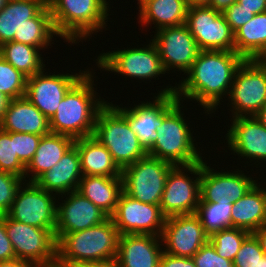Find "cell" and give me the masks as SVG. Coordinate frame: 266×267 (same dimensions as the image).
Returning <instances> with one entry per match:
<instances>
[{
    "instance_id": "obj_25",
    "label": "cell",
    "mask_w": 266,
    "mask_h": 267,
    "mask_svg": "<svg viewBox=\"0 0 266 267\" xmlns=\"http://www.w3.org/2000/svg\"><path fill=\"white\" fill-rule=\"evenodd\" d=\"M263 225H266V187L256 182L243 197L233 203L231 227L253 233Z\"/></svg>"
},
{
    "instance_id": "obj_46",
    "label": "cell",
    "mask_w": 266,
    "mask_h": 267,
    "mask_svg": "<svg viewBox=\"0 0 266 267\" xmlns=\"http://www.w3.org/2000/svg\"><path fill=\"white\" fill-rule=\"evenodd\" d=\"M237 1L238 0H211L209 7L213 8L215 11L223 13Z\"/></svg>"
},
{
    "instance_id": "obj_52",
    "label": "cell",
    "mask_w": 266,
    "mask_h": 267,
    "mask_svg": "<svg viewBox=\"0 0 266 267\" xmlns=\"http://www.w3.org/2000/svg\"><path fill=\"white\" fill-rule=\"evenodd\" d=\"M254 117L266 127V105Z\"/></svg>"
},
{
    "instance_id": "obj_10",
    "label": "cell",
    "mask_w": 266,
    "mask_h": 267,
    "mask_svg": "<svg viewBox=\"0 0 266 267\" xmlns=\"http://www.w3.org/2000/svg\"><path fill=\"white\" fill-rule=\"evenodd\" d=\"M227 99L232 118L255 116L266 105V74L254 60L237 69Z\"/></svg>"
},
{
    "instance_id": "obj_21",
    "label": "cell",
    "mask_w": 266,
    "mask_h": 267,
    "mask_svg": "<svg viewBox=\"0 0 266 267\" xmlns=\"http://www.w3.org/2000/svg\"><path fill=\"white\" fill-rule=\"evenodd\" d=\"M229 120H232L230 127L227 126L230 129L224 136L228 143L227 149L233 155L250 159V163L256 160L253 164L258 168L261 162H266V127L254 116L234 117Z\"/></svg>"
},
{
    "instance_id": "obj_47",
    "label": "cell",
    "mask_w": 266,
    "mask_h": 267,
    "mask_svg": "<svg viewBox=\"0 0 266 267\" xmlns=\"http://www.w3.org/2000/svg\"><path fill=\"white\" fill-rule=\"evenodd\" d=\"M0 267H39V266L36 265L35 263L16 258L10 261L0 262Z\"/></svg>"
},
{
    "instance_id": "obj_38",
    "label": "cell",
    "mask_w": 266,
    "mask_h": 267,
    "mask_svg": "<svg viewBox=\"0 0 266 267\" xmlns=\"http://www.w3.org/2000/svg\"><path fill=\"white\" fill-rule=\"evenodd\" d=\"M264 255L259 241L250 233L243 241L233 260L234 267H260L261 257Z\"/></svg>"
},
{
    "instance_id": "obj_33",
    "label": "cell",
    "mask_w": 266,
    "mask_h": 267,
    "mask_svg": "<svg viewBox=\"0 0 266 267\" xmlns=\"http://www.w3.org/2000/svg\"><path fill=\"white\" fill-rule=\"evenodd\" d=\"M40 49L28 44L10 41L0 46V55L27 78L45 69Z\"/></svg>"
},
{
    "instance_id": "obj_19",
    "label": "cell",
    "mask_w": 266,
    "mask_h": 267,
    "mask_svg": "<svg viewBox=\"0 0 266 267\" xmlns=\"http://www.w3.org/2000/svg\"><path fill=\"white\" fill-rule=\"evenodd\" d=\"M202 160L200 176V200L199 202L232 201L233 203L245 195V193L258 181L253 175H245L241 169L236 171H216L211 164ZM225 171V172H224Z\"/></svg>"
},
{
    "instance_id": "obj_27",
    "label": "cell",
    "mask_w": 266,
    "mask_h": 267,
    "mask_svg": "<svg viewBox=\"0 0 266 267\" xmlns=\"http://www.w3.org/2000/svg\"><path fill=\"white\" fill-rule=\"evenodd\" d=\"M74 143L75 139L67 135L50 132L42 136L35 155L26 166L24 181L35 182L43 173L57 164ZM26 177L29 179L27 180Z\"/></svg>"
},
{
    "instance_id": "obj_41",
    "label": "cell",
    "mask_w": 266,
    "mask_h": 267,
    "mask_svg": "<svg viewBox=\"0 0 266 267\" xmlns=\"http://www.w3.org/2000/svg\"><path fill=\"white\" fill-rule=\"evenodd\" d=\"M196 267H234L233 261L219 256L208 241L192 257Z\"/></svg>"
},
{
    "instance_id": "obj_45",
    "label": "cell",
    "mask_w": 266,
    "mask_h": 267,
    "mask_svg": "<svg viewBox=\"0 0 266 267\" xmlns=\"http://www.w3.org/2000/svg\"><path fill=\"white\" fill-rule=\"evenodd\" d=\"M237 2L254 15L266 12V0H238Z\"/></svg>"
},
{
    "instance_id": "obj_31",
    "label": "cell",
    "mask_w": 266,
    "mask_h": 267,
    "mask_svg": "<svg viewBox=\"0 0 266 267\" xmlns=\"http://www.w3.org/2000/svg\"><path fill=\"white\" fill-rule=\"evenodd\" d=\"M234 51L245 60L266 52V12L254 15L234 32Z\"/></svg>"
},
{
    "instance_id": "obj_14",
    "label": "cell",
    "mask_w": 266,
    "mask_h": 267,
    "mask_svg": "<svg viewBox=\"0 0 266 267\" xmlns=\"http://www.w3.org/2000/svg\"><path fill=\"white\" fill-rule=\"evenodd\" d=\"M185 25L200 51H234V32L221 12L209 6L188 7Z\"/></svg>"
},
{
    "instance_id": "obj_16",
    "label": "cell",
    "mask_w": 266,
    "mask_h": 267,
    "mask_svg": "<svg viewBox=\"0 0 266 267\" xmlns=\"http://www.w3.org/2000/svg\"><path fill=\"white\" fill-rule=\"evenodd\" d=\"M110 218L121 235L161 236L166 220L159 205L143 203L124 191L120 194L116 209Z\"/></svg>"
},
{
    "instance_id": "obj_23",
    "label": "cell",
    "mask_w": 266,
    "mask_h": 267,
    "mask_svg": "<svg viewBox=\"0 0 266 267\" xmlns=\"http://www.w3.org/2000/svg\"><path fill=\"white\" fill-rule=\"evenodd\" d=\"M78 149L73 145L49 171L43 173L35 183L58 197L77 190L82 179ZM55 192V193H54Z\"/></svg>"
},
{
    "instance_id": "obj_34",
    "label": "cell",
    "mask_w": 266,
    "mask_h": 267,
    "mask_svg": "<svg viewBox=\"0 0 266 267\" xmlns=\"http://www.w3.org/2000/svg\"><path fill=\"white\" fill-rule=\"evenodd\" d=\"M232 201L199 202L196 215L210 236L214 232L231 227Z\"/></svg>"
},
{
    "instance_id": "obj_17",
    "label": "cell",
    "mask_w": 266,
    "mask_h": 267,
    "mask_svg": "<svg viewBox=\"0 0 266 267\" xmlns=\"http://www.w3.org/2000/svg\"><path fill=\"white\" fill-rule=\"evenodd\" d=\"M152 38L151 41L155 44L163 68L168 74L170 70L176 72L178 69V72L182 71L185 75L200 52L185 23L155 31Z\"/></svg>"
},
{
    "instance_id": "obj_37",
    "label": "cell",
    "mask_w": 266,
    "mask_h": 267,
    "mask_svg": "<svg viewBox=\"0 0 266 267\" xmlns=\"http://www.w3.org/2000/svg\"><path fill=\"white\" fill-rule=\"evenodd\" d=\"M26 165L18 158L14 147V132L0 129V171L25 178Z\"/></svg>"
},
{
    "instance_id": "obj_49",
    "label": "cell",
    "mask_w": 266,
    "mask_h": 267,
    "mask_svg": "<svg viewBox=\"0 0 266 267\" xmlns=\"http://www.w3.org/2000/svg\"><path fill=\"white\" fill-rule=\"evenodd\" d=\"M71 267H117L115 261L79 263Z\"/></svg>"
},
{
    "instance_id": "obj_5",
    "label": "cell",
    "mask_w": 266,
    "mask_h": 267,
    "mask_svg": "<svg viewBox=\"0 0 266 267\" xmlns=\"http://www.w3.org/2000/svg\"><path fill=\"white\" fill-rule=\"evenodd\" d=\"M181 103L177 98L163 112L162 124L156 131L158 137L147 154L174 166H189L202 161L205 156L195 143L196 137L185 119Z\"/></svg>"
},
{
    "instance_id": "obj_35",
    "label": "cell",
    "mask_w": 266,
    "mask_h": 267,
    "mask_svg": "<svg viewBox=\"0 0 266 267\" xmlns=\"http://www.w3.org/2000/svg\"><path fill=\"white\" fill-rule=\"evenodd\" d=\"M249 234L250 232L247 230L230 227L211 234L209 242L219 256L233 261L243 241Z\"/></svg>"
},
{
    "instance_id": "obj_8",
    "label": "cell",
    "mask_w": 266,
    "mask_h": 267,
    "mask_svg": "<svg viewBox=\"0 0 266 267\" xmlns=\"http://www.w3.org/2000/svg\"><path fill=\"white\" fill-rule=\"evenodd\" d=\"M173 167L147 154L122 169L123 191L143 203L160 205L167 175Z\"/></svg>"
},
{
    "instance_id": "obj_6",
    "label": "cell",
    "mask_w": 266,
    "mask_h": 267,
    "mask_svg": "<svg viewBox=\"0 0 266 267\" xmlns=\"http://www.w3.org/2000/svg\"><path fill=\"white\" fill-rule=\"evenodd\" d=\"M92 136L108 149L121 169L147 155L128 121L109 102L98 112Z\"/></svg>"
},
{
    "instance_id": "obj_54",
    "label": "cell",
    "mask_w": 266,
    "mask_h": 267,
    "mask_svg": "<svg viewBox=\"0 0 266 267\" xmlns=\"http://www.w3.org/2000/svg\"><path fill=\"white\" fill-rule=\"evenodd\" d=\"M45 267H70V266H64V265L59 264L58 262H55V263L49 264Z\"/></svg>"
},
{
    "instance_id": "obj_43",
    "label": "cell",
    "mask_w": 266,
    "mask_h": 267,
    "mask_svg": "<svg viewBox=\"0 0 266 267\" xmlns=\"http://www.w3.org/2000/svg\"><path fill=\"white\" fill-rule=\"evenodd\" d=\"M16 259L11 241L6 233L5 214L0 215V262Z\"/></svg>"
},
{
    "instance_id": "obj_1",
    "label": "cell",
    "mask_w": 266,
    "mask_h": 267,
    "mask_svg": "<svg viewBox=\"0 0 266 267\" xmlns=\"http://www.w3.org/2000/svg\"><path fill=\"white\" fill-rule=\"evenodd\" d=\"M244 60L235 51H200L187 77L176 83V97L182 104L187 99L198 102L206 116L216 112Z\"/></svg>"
},
{
    "instance_id": "obj_12",
    "label": "cell",
    "mask_w": 266,
    "mask_h": 267,
    "mask_svg": "<svg viewBox=\"0 0 266 267\" xmlns=\"http://www.w3.org/2000/svg\"><path fill=\"white\" fill-rule=\"evenodd\" d=\"M153 101H141L132 108L118 106L109 102L127 121L131 130L136 134L141 146L148 152L156 141L157 129L163 121V112L177 99L176 84L160 89Z\"/></svg>"
},
{
    "instance_id": "obj_7",
    "label": "cell",
    "mask_w": 266,
    "mask_h": 267,
    "mask_svg": "<svg viewBox=\"0 0 266 267\" xmlns=\"http://www.w3.org/2000/svg\"><path fill=\"white\" fill-rule=\"evenodd\" d=\"M148 42L146 46L142 45L143 47L139 48L138 46L127 47V49L102 52L94 61L100 70L116 72L115 75L118 73L127 76L126 78L138 79V81L156 79L166 72L155 44L151 42V39Z\"/></svg>"
},
{
    "instance_id": "obj_24",
    "label": "cell",
    "mask_w": 266,
    "mask_h": 267,
    "mask_svg": "<svg viewBox=\"0 0 266 267\" xmlns=\"http://www.w3.org/2000/svg\"><path fill=\"white\" fill-rule=\"evenodd\" d=\"M0 129L6 132L50 133L49 119L43 115L27 98L11 99L0 121Z\"/></svg>"
},
{
    "instance_id": "obj_57",
    "label": "cell",
    "mask_w": 266,
    "mask_h": 267,
    "mask_svg": "<svg viewBox=\"0 0 266 267\" xmlns=\"http://www.w3.org/2000/svg\"><path fill=\"white\" fill-rule=\"evenodd\" d=\"M261 57L266 61V52Z\"/></svg>"
},
{
    "instance_id": "obj_4",
    "label": "cell",
    "mask_w": 266,
    "mask_h": 267,
    "mask_svg": "<svg viewBox=\"0 0 266 267\" xmlns=\"http://www.w3.org/2000/svg\"><path fill=\"white\" fill-rule=\"evenodd\" d=\"M120 232L109 217L85 230L67 233L57 242V262L64 266L115 261Z\"/></svg>"
},
{
    "instance_id": "obj_44",
    "label": "cell",
    "mask_w": 266,
    "mask_h": 267,
    "mask_svg": "<svg viewBox=\"0 0 266 267\" xmlns=\"http://www.w3.org/2000/svg\"><path fill=\"white\" fill-rule=\"evenodd\" d=\"M159 267H196L192 257L173 256L163 251Z\"/></svg>"
},
{
    "instance_id": "obj_39",
    "label": "cell",
    "mask_w": 266,
    "mask_h": 267,
    "mask_svg": "<svg viewBox=\"0 0 266 267\" xmlns=\"http://www.w3.org/2000/svg\"><path fill=\"white\" fill-rule=\"evenodd\" d=\"M24 179L9 172L0 171V215L6 214Z\"/></svg>"
},
{
    "instance_id": "obj_22",
    "label": "cell",
    "mask_w": 266,
    "mask_h": 267,
    "mask_svg": "<svg viewBox=\"0 0 266 267\" xmlns=\"http://www.w3.org/2000/svg\"><path fill=\"white\" fill-rule=\"evenodd\" d=\"M162 253L161 236L125 234L120 235L115 262L117 267H159Z\"/></svg>"
},
{
    "instance_id": "obj_11",
    "label": "cell",
    "mask_w": 266,
    "mask_h": 267,
    "mask_svg": "<svg viewBox=\"0 0 266 267\" xmlns=\"http://www.w3.org/2000/svg\"><path fill=\"white\" fill-rule=\"evenodd\" d=\"M22 185L6 215L27 225L51 230L55 234L58 197L35 182L24 181Z\"/></svg>"
},
{
    "instance_id": "obj_3",
    "label": "cell",
    "mask_w": 266,
    "mask_h": 267,
    "mask_svg": "<svg viewBox=\"0 0 266 267\" xmlns=\"http://www.w3.org/2000/svg\"><path fill=\"white\" fill-rule=\"evenodd\" d=\"M48 6L58 37L71 45L107 29L111 9L107 0H48Z\"/></svg>"
},
{
    "instance_id": "obj_28",
    "label": "cell",
    "mask_w": 266,
    "mask_h": 267,
    "mask_svg": "<svg viewBox=\"0 0 266 267\" xmlns=\"http://www.w3.org/2000/svg\"><path fill=\"white\" fill-rule=\"evenodd\" d=\"M138 22L142 26L154 24L158 31L186 22L188 5L186 0H142L138 4Z\"/></svg>"
},
{
    "instance_id": "obj_29",
    "label": "cell",
    "mask_w": 266,
    "mask_h": 267,
    "mask_svg": "<svg viewBox=\"0 0 266 267\" xmlns=\"http://www.w3.org/2000/svg\"><path fill=\"white\" fill-rule=\"evenodd\" d=\"M76 191L110 217L123 191V180L122 177L82 176Z\"/></svg>"
},
{
    "instance_id": "obj_51",
    "label": "cell",
    "mask_w": 266,
    "mask_h": 267,
    "mask_svg": "<svg viewBox=\"0 0 266 267\" xmlns=\"http://www.w3.org/2000/svg\"><path fill=\"white\" fill-rule=\"evenodd\" d=\"M211 0H186L188 7L209 6Z\"/></svg>"
},
{
    "instance_id": "obj_20",
    "label": "cell",
    "mask_w": 266,
    "mask_h": 267,
    "mask_svg": "<svg viewBox=\"0 0 266 267\" xmlns=\"http://www.w3.org/2000/svg\"><path fill=\"white\" fill-rule=\"evenodd\" d=\"M63 198L65 199L62 200ZM61 200V202L57 200L55 231L57 242L67 233L88 229L109 218L104 211L76 190L61 195Z\"/></svg>"
},
{
    "instance_id": "obj_2",
    "label": "cell",
    "mask_w": 266,
    "mask_h": 267,
    "mask_svg": "<svg viewBox=\"0 0 266 267\" xmlns=\"http://www.w3.org/2000/svg\"><path fill=\"white\" fill-rule=\"evenodd\" d=\"M94 73V74H93ZM96 72L89 70L65 95L49 120L51 133L73 139L92 136L98 112L107 104L96 92Z\"/></svg>"
},
{
    "instance_id": "obj_15",
    "label": "cell",
    "mask_w": 266,
    "mask_h": 267,
    "mask_svg": "<svg viewBox=\"0 0 266 267\" xmlns=\"http://www.w3.org/2000/svg\"><path fill=\"white\" fill-rule=\"evenodd\" d=\"M81 69L78 73L45 72L43 69L27 78L25 98H27L49 120L55 115L59 104L67 92L90 70ZM45 72V73H44ZM48 73V74H47ZM74 73V74H73Z\"/></svg>"
},
{
    "instance_id": "obj_32",
    "label": "cell",
    "mask_w": 266,
    "mask_h": 267,
    "mask_svg": "<svg viewBox=\"0 0 266 267\" xmlns=\"http://www.w3.org/2000/svg\"><path fill=\"white\" fill-rule=\"evenodd\" d=\"M58 36L55 31L48 4L33 18L28 19L19 31H16L13 41L48 49L54 44L52 39ZM50 44V45H49Z\"/></svg>"
},
{
    "instance_id": "obj_50",
    "label": "cell",
    "mask_w": 266,
    "mask_h": 267,
    "mask_svg": "<svg viewBox=\"0 0 266 267\" xmlns=\"http://www.w3.org/2000/svg\"><path fill=\"white\" fill-rule=\"evenodd\" d=\"M9 100L10 99L8 97H6L2 92H0V121L2 120V117L7 109Z\"/></svg>"
},
{
    "instance_id": "obj_53",
    "label": "cell",
    "mask_w": 266,
    "mask_h": 267,
    "mask_svg": "<svg viewBox=\"0 0 266 267\" xmlns=\"http://www.w3.org/2000/svg\"><path fill=\"white\" fill-rule=\"evenodd\" d=\"M265 72L266 74V61L262 57L253 59Z\"/></svg>"
},
{
    "instance_id": "obj_56",
    "label": "cell",
    "mask_w": 266,
    "mask_h": 267,
    "mask_svg": "<svg viewBox=\"0 0 266 267\" xmlns=\"http://www.w3.org/2000/svg\"><path fill=\"white\" fill-rule=\"evenodd\" d=\"M8 0H0V10L5 6Z\"/></svg>"
},
{
    "instance_id": "obj_40",
    "label": "cell",
    "mask_w": 266,
    "mask_h": 267,
    "mask_svg": "<svg viewBox=\"0 0 266 267\" xmlns=\"http://www.w3.org/2000/svg\"><path fill=\"white\" fill-rule=\"evenodd\" d=\"M41 135L14 132V147L18 158L27 166L35 155Z\"/></svg>"
},
{
    "instance_id": "obj_55",
    "label": "cell",
    "mask_w": 266,
    "mask_h": 267,
    "mask_svg": "<svg viewBox=\"0 0 266 267\" xmlns=\"http://www.w3.org/2000/svg\"><path fill=\"white\" fill-rule=\"evenodd\" d=\"M260 267H266V255L265 254L261 257V266Z\"/></svg>"
},
{
    "instance_id": "obj_30",
    "label": "cell",
    "mask_w": 266,
    "mask_h": 267,
    "mask_svg": "<svg viewBox=\"0 0 266 267\" xmlns=\"http://www.w3.org/2000/svg\"><path fill=\"white\" fill-rule=\"evenodd\" d=\"M47 4L48 0H8L0 10V46L13 41L16 31Z\"/></svg>"
},
{
    "instance_id": "obj_36",
    "label": "cell",
    "mask_w": 266,
    "mask_h": 267,
    "mask_svg": "<svg viewBox=\"0 0 266 267\" xmlns=\"http://www.w3.org/2000/svg\"><path fill=\"white\" fill-rule=\"evenodd\" d=\"M27 77L0 55V92L11 99L25 96Z\"/></svg>"
},
{
    "instance_id": "obj_26",
    "label": "cell",
    "mask_w": 266,
    "mask_h": 267,
    "mask_svg": "<svg viewBox=\"0 0 266 267\" xmlns=\"http://www.w3.org/2000/svg\"><path fill=\"white\" fill-rule=\"evenodd\" d=\"M83 176L122 177L108 149L93 136L75 139Z\"/></svg>"
},
{
    "instance_id": "obj_42",
    "label": "cell",
    "mask_w": 266,
    "mask_h": 267,
    "mask_svg": "<svg viewBox=\"0 0 266 267\" xmlns=\"http://www.w3.org/2000/svg\"><path fill=\"white\" fill-rule=\"evenodd\" d=\"M222 14L233 32L247 23L254 16L251 11L244 8L238 2L232 4Z\"/></svg>"
},
{
    "instance_id": "obj_9",
    "label": "cell",
    "mask_w": 266,
    "mask_h": 267,
    "mask_svg": "<svg viewBox=\"0 0 266 267\" xmlns=\"http://www.w3.org/2000/svg\"><path fill=\"white\" fill-rule=\"evenodd\" d=\"M201 170L202 161L189 166H174L169 171L159 205L166 218L196 213L200 200Z\"/></svg>"
},
{
    "instance_id": "obj_48",
    "label": "cell",
    "mask_w": 266,
    "mask_h": 267,
    "mask_svg": "<svg viewBox=\"0 0 266 267\" xmlns=\"http://www.w3.org/2000/svg\"><path fill=\"white\" fill-rule=\"evenodd\" d=\"M257 240L259 241L260 247L266 255V225L261 226L253 232Z\"/></svg>"
},
{
    "instance_id": "obj_18",
    "label": "cell",
    "mask_w": 266,
    "mask_h": 267,
    "mask_svg": "<svg viewBox=\"0 0 266 267\" xmlns=\"http://www.w3.org/2000/svg\"><path fill=\"white\" fill-rule=\"evenodd\" d=\"M161 238L163 251L180 257H193L209 241L195 213L166 218Z\"/></svg>"
},
{
    "instance_id": "obj_13",
    "label": "cell",
    "mask_w": 266,
    "mask_h": 267,
    "mask_svg": "<svg viewBox=\"0 0 266 267\" xmlns=\"http://www.w3.org/2000/svg\"><path fill=\"white\" fill-rule=\"evenodd\" d=\"M5 227L16 258L39 267L57 262V241L51 230L18 222L6 214Z\"/></svg>"
}]
</instances>
